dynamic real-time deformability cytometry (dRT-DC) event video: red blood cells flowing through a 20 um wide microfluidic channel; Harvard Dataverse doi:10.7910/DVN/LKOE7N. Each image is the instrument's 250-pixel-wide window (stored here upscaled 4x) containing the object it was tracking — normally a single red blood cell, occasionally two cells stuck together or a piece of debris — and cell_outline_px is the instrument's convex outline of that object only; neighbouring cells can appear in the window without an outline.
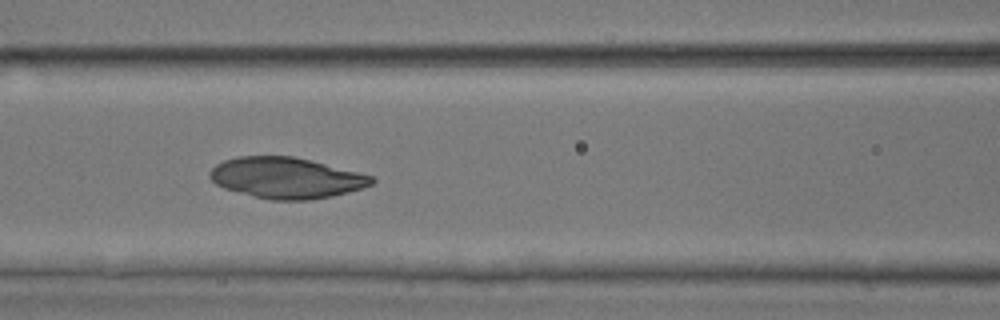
{"species": "common noctule bat (a hibernating species)", "species_latin": "Nyctalus noctula", "temperature_condition": "room temperature", "stored_images_in_passage": 42, "camera_frame_rate_fps": 3000, "um_per_image_px": 0.085, "animal": {"sex": "male", "body_mass_g": 17.9, "forearm_length_mm": 54.2}, "frame": {"image": 1, "passage_image": 13, "time_ms": 4.0, "image_size_px": [1000, 320], "cell_outline_px": [[376, 180], [372, 184], [348, 192], [332, 196], [308, 200], [268, 200], [224, 188], [216, 184], [208, 176], [208, 172], [216, 164], [224, 160], [236, 156], [292, 156], [372, 176]], "centroid_in_image_um": [24.27, 15.12], "position_along_channel_um": 142.3, "area_um2": 38.26}}
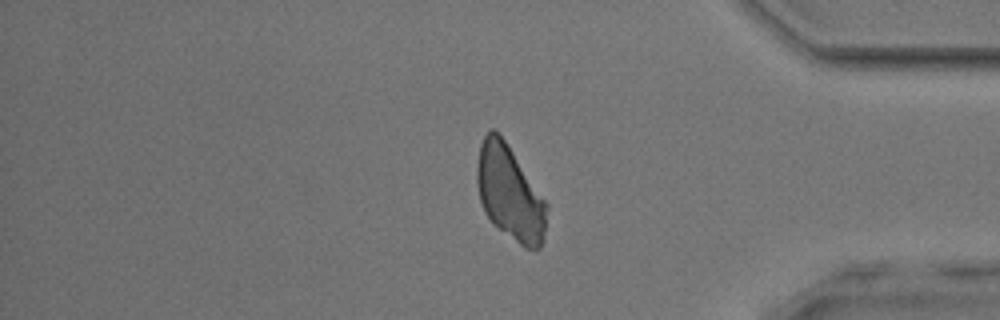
{"frame": {"image": 2, "passage_image": 33, "time_ms": 10.667, "image_size_px": [1000, 320], "cell_outline_px": [[548, 208], [544, 240], [540, 248], [524, 248], [492, 224], [484, 212], [480, 200], [476, 180], [476, 168], [480, 144], [484, 136], [492, 128], [504, 140], [548, 204]], "centroid_in_image_um": [43.33, 16.46], "position_along_channel_um": 391.9, "area_um2": 38.32}}
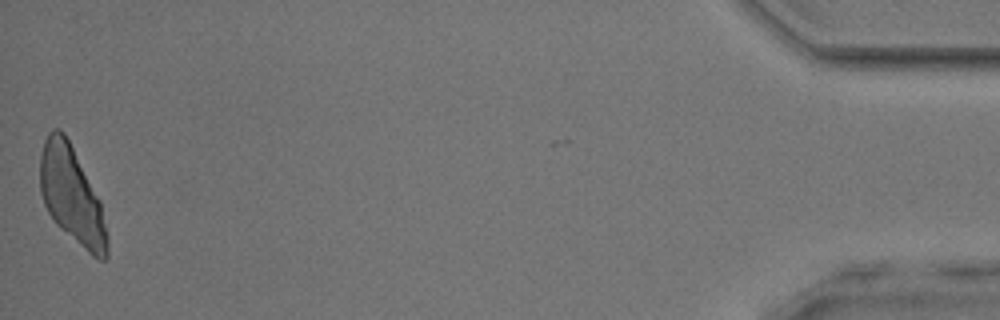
{"frame": {"image": 3, "passage_image": 41, "time_ms": 13.333, "image_size_px": [1000, 320], "cell_outline_px": [[108, 256], [104, 260], [100, 260], [92, 256], [60, 228], [56, 224], [48, 212], [44, 204], [40, 192], [40, 156], [44, 140], [48, 132], [52, 128], [60, 128], [64, 132], [100, 200], [108, 236]], "centroid_in_image_um": [6.09, 16.61], "position_along_channel_um": 429.1, "area_um2": 37.8}}